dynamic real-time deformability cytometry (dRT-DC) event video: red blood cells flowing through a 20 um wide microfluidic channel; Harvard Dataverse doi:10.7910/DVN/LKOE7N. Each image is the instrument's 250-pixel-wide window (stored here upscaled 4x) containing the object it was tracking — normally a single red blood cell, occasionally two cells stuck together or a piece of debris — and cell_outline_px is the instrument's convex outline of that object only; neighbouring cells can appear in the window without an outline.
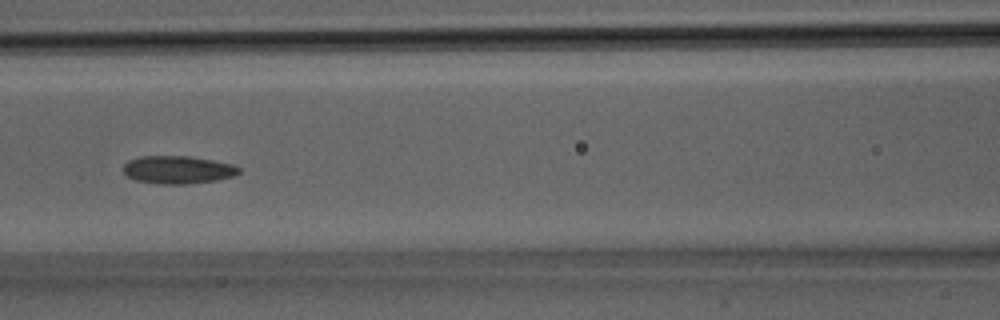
{"species": "Egyptian fruit bat (a non-hibernating species)", "species_latin": "Rousettus aegyptiacus", "temperature_condition": "room temperature", "stored_images_in_passage": 31, "camera_frame_rate_fps": 3000, "um_per_image_px": 0.085, "animal": {"sex": "male"}, "frame": {"image": 1, "passage_image": 14, "time_ms": 4.333, "image_size_px": [1000, 320], "cell_outline_px": [[240, 172], [232, 176], [216, 180], [184, 184], [160, 184], [136, 180], [128, 176], [124, 172], [124, 164], [128, 160], [140, 156], [188, 156], [212, 160], [232, 164], [240, 168]], "centroid_in_image_um": [15.1, 14.42], "position_along_channel_um": 151.5, "area_um2": 18.61}}
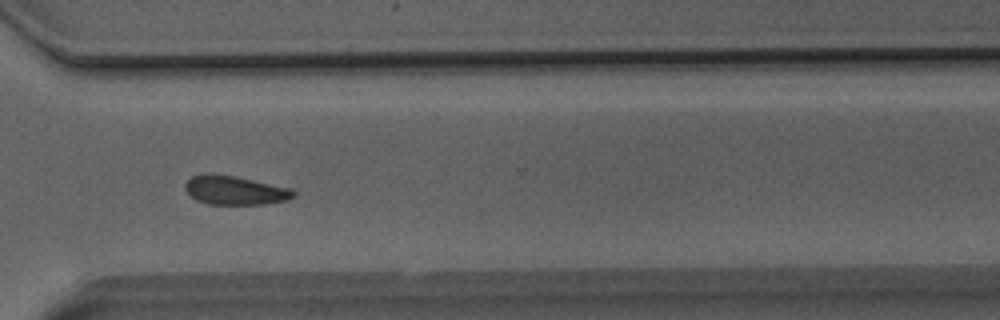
{"frame": {"image": 2, "passage_image": 23, "time_ms": 7.333, "image_size_px": [1000, 320], "cell_outline_px": [[296, 196], [288, 200], [264, 204], [208, 204], [196, 200], [184, 188], [184, 184], [192, 176], [204, 172], [208, 172], [236, 176], [288, 188], [296, 192]], "centroid_in_image_um": [19.94, 16.16], "position_along_channel_um": 350.7, "area_um2": 18.32}}
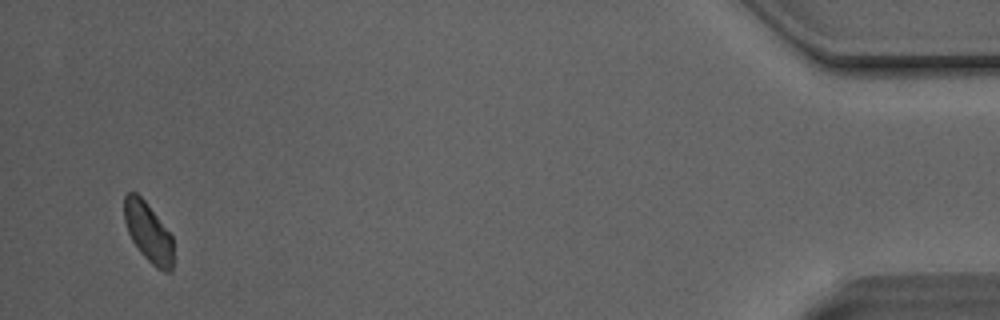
{"frame": {"image": 3, "passage_image": 30, "time_ms": 9.667, "image_size_px": [1000, 320], "cell_outline_px": [[172, 272], [164, 272], [156, 268], [140, 252], [132, 240], [128, 232], [124, 220], [124, 196], [128, 192], [136, 192], [144, 200], [172, 236]], "centroid_in_image_um": [12.59, 19.75], "position_along_channel_um": 422.6, "area_um2": 16.82}}